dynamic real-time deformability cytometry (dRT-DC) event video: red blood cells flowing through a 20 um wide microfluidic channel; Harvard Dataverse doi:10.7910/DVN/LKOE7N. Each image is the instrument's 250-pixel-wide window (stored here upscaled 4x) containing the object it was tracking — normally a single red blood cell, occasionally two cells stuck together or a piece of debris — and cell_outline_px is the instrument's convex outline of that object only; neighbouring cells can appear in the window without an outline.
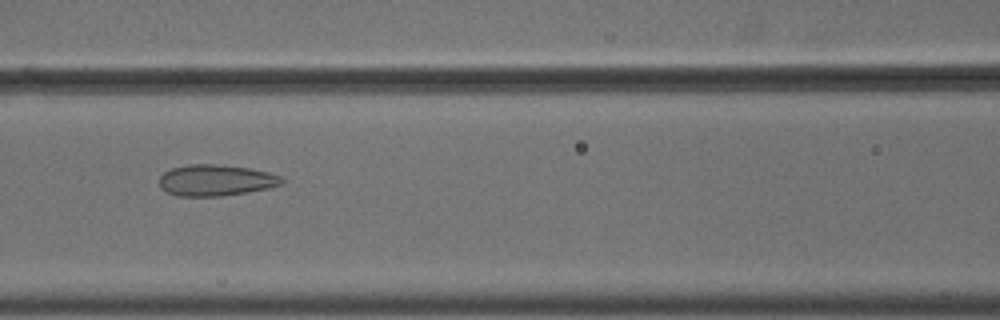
{"species": "common noctule bat (a hibernating species)", "species_latin": "Nyctalus noctula", "temperature_condition": "cold", "stored_images_in_passage": 55, "camera_frame_rate_fps": 3000, "um_per_image_px": 0.085, "animal": {"sex": "male", "body_mass_g": 18.8}, "frame": {"image": 1, "passage_image": 25, "time_ms": 8.0, "image_size_px": [1000, 320], "cell_outline_px": [[284, 184], [268, 188], [224, 196], [176, 196], [164, 192], [160, 188], [160, 176], [164, 172], [172, 168], [188, 164], [216, 164], [248, 168], [268, 172], [280, 176], [284, 180]], "centroid_in_image_um": [18.32, 15.33], "position_along_channel_um": 148.3, "area_um2": 22.43}}
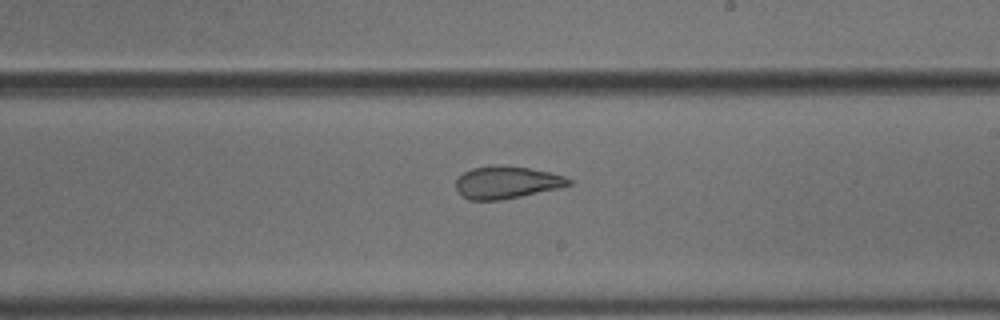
{"frame": {"image": 2, "passage_image": 33, "time_ms": 10.667, "image_size_px": [1000, 320], "cell_outline_px": [[572, 184], [560, 188], [500, 200], [468, 200], [456, 188], [456, 180], [464, 172], [472, 168], [492, 164], [504, 164], [528, 168], [548, 172], [564, 176], [572, 180]], "centroid_in_image_um": [43.07, 15.48], "position_along_channel_um": 245.9, "area_um2": 21.33}}
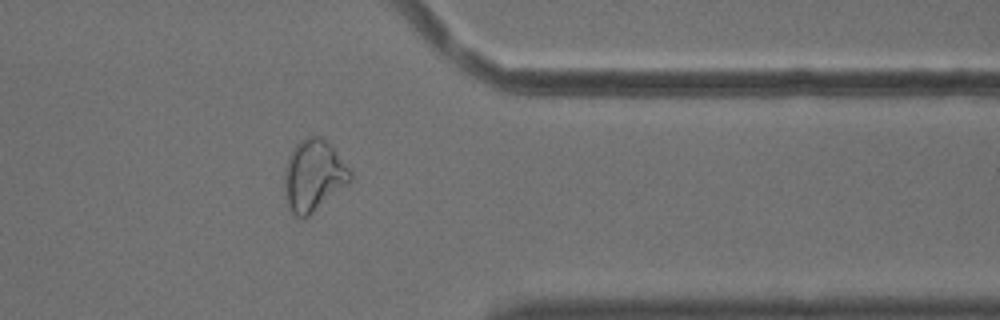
{"frame": {"image": 3, "passage_image": 45, "time_ms": 14.667, "image_size_px": [1000, 320], "cell_outline_px": [[352, 180], [348, 184], [304, 220], [296, 216], [288, 208], [284, 188], [284, 168], [296, 144], [300, 140], [312, 136], [320, 136], [332, 148], [352, 172]], "centroid_in_image_um": [26.64, 14.97], "position_along_channel_um": 384.8, "area_um2": 27.17}, "authors_computed_cell_mechanics": {"area_um2": 27.166, "velocity_mm_per_s": 3.6636, "shape_relaxation_time_tau1_ms": null, "shape_relaxation_time_tau2_ms": 1.3699, "deformation_change_tau1": null, "deformation_change_tau2": 0.0809}}